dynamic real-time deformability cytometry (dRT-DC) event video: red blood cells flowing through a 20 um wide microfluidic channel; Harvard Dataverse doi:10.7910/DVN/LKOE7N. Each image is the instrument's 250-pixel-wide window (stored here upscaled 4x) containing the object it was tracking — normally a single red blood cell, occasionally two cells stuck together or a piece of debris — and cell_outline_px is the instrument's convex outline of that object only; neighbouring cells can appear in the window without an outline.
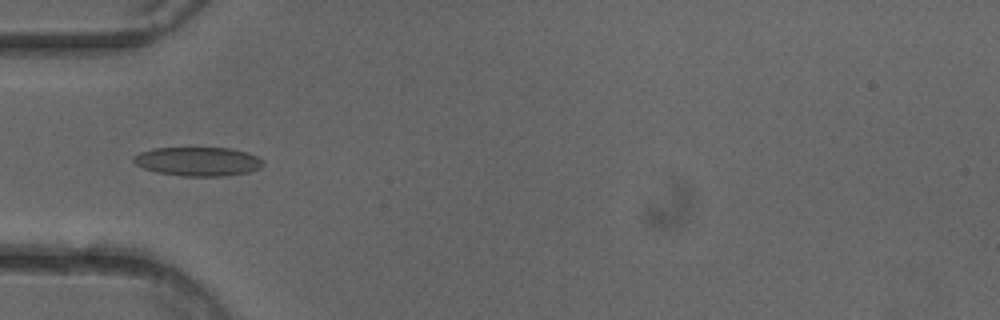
{"species": "common noctule bat (a hibernating species)", "species_latin": "Nyctalus noctula", "temperature_condition": "cold", "stored_images_in_passage": 51, "camera_frame_rate_fps": 3000, "um_per_image_px": 0.085, "animal": {"sex": "female"}, "frame": {"image": 1, "passage_image": 17, "time_ms": 5.333, "image_size_px": [1000, 320], "cell_outline_px": [[264, 164], [260, 168], [248, 172], [224, 176], [180, 176], [156, 172], [144, 168], [136, 164], [132, 160], [132, 156], [140, 152], [152, 148], [232, 148], [248, 152], [264, 160]], "centroid_in_image_um": [16.83, 13.72], "position_along_channel_um": 68.2, "area_um2": 22.02}}
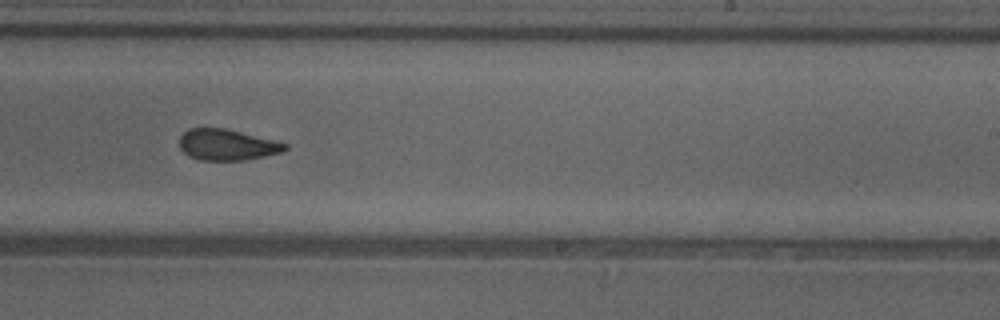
{"frame": {"image": 2, "passage_image": 32, "time_ms": 10.333, "image_size_px": [1000, 320], "cell_outline_px": [[288, 148], [284, 152], [244, 160], [200, 160], [188, 156], [180, 148], [180, 136], [188, 128], [224, 128], [288, 144]], "centroid_in_image_um": [19.28, 12.31], "position_along_channel_um": 269.7, "area_um2": 18.96}}
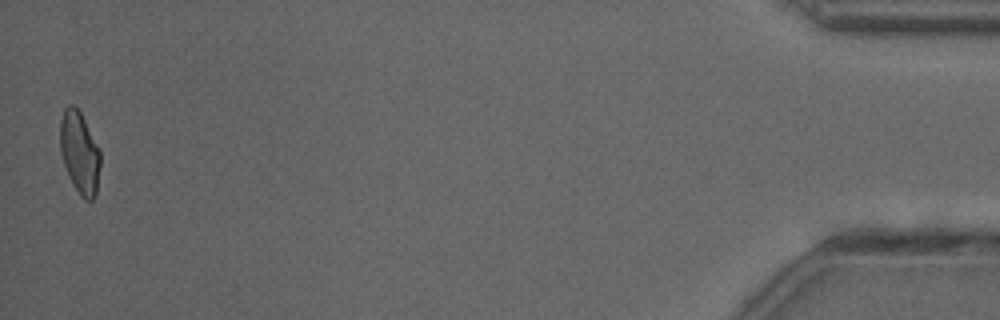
{"frame": {"image": 3, "passage_image": 51, "time_ms": 16.667, "image_size_px": [1000, 320], "cell_outline_px": [[100, 164], [96, 192], [92, 200], [84, 200], [80, 196], [72, 184], [68, 176], [60, 152], [60, 120], [64, 108], [68, 104], [72, 104], [80, 112], [100, 152]], "centroid_in_image_um": [6.74, 12.99], "position_along_channel_um": 428.5, "area_um2": 19.07}, "authors_computed_cell_mechanics": {"area_um2": 20.519, "velocity_mm_per_s": 4.0162, "shape_relaxation_time_tau1_ms": null, "shape_relaxation_time_tau2_ms": 1.8024, "deformation_change_tau1": null, "deformation_change_tau2": 0.0688}}